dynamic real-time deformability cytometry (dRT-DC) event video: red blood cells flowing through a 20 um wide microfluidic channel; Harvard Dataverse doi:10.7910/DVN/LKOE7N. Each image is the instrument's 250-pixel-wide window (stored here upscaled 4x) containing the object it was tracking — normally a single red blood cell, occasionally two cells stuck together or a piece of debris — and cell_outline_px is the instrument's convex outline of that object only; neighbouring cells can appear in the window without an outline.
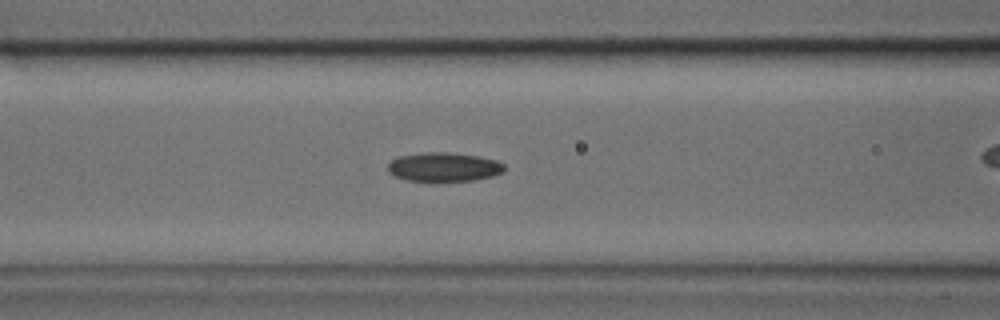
{"species": "common noctule bat (a hibernating species)", "species_latin": "Nyctalus noctula", "temperature_condition": "cold", "stored_images_in_passage": 25, "camera_frame_rate_fps": 3000, "um_per_image_px": 0.085, "animal": {"sex": "male", "body_mass_g": 17.9, "forearm_length_mm": 54.2}, "frame": {"image": 1, "passage_image": 8, "time_ms": 2.333, "image_size_px": [1000, 320], "cell_outline_px": [[504, 172], [492, 176], [472, 180], [408, 180], [396, 176], [388, 172], [388, 164], [392, 160], [400, 156], [424, 152], [448, 152], [476, 156], [496, 160], [504, 164]], "centroid_in_image_um": [37.73, 14.18], "position_along_channel_um": 128.9, "area_um2": 19.31}}